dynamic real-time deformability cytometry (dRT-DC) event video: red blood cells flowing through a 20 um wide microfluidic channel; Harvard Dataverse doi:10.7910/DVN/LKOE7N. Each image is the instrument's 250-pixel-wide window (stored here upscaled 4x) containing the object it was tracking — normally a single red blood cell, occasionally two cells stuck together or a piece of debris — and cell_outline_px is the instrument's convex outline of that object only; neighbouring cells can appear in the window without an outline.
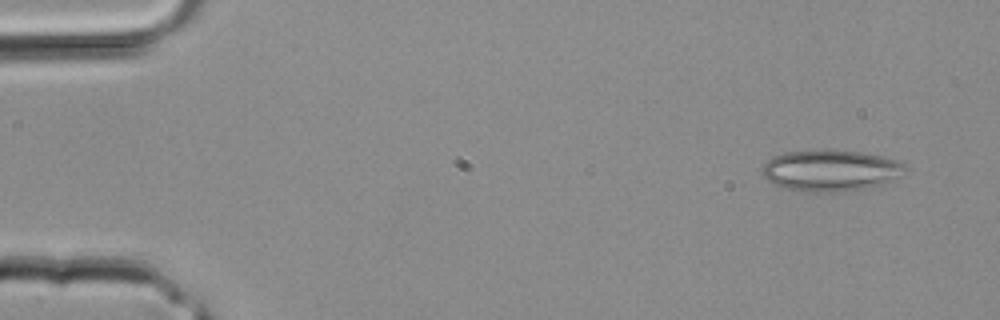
{"species": "common noctule bat (a hibernating species)", "species_latin": "Nyctalus noctula", "temperature_condition": "room temperature", "stored_images_in_passage": 3, "camera_frame_rate_fps": 3000, "um_per_image_px": 0.085, "animal": {"sex": "male", "body_mass_g": 20.4}, "frame": {"image": 1, "passage_image": 1, "time_ms": 0.0, "image_size_px": [1000, 320], "cell_outline_px": [[908, 168], [888, 180], [880, 184], [864, 188], [844, 192], [804, 192], [784, 188], [768, 180], [764, 176], [760, 168], [772, 156], [784, 152], [824, 148], [860, 152], [880, 156], [896, 160], [904, 164]], "centroid_in_image_um": [70.51, 14.47], "position_along_channel_um": 14.5, "area_um2": 34.51}}